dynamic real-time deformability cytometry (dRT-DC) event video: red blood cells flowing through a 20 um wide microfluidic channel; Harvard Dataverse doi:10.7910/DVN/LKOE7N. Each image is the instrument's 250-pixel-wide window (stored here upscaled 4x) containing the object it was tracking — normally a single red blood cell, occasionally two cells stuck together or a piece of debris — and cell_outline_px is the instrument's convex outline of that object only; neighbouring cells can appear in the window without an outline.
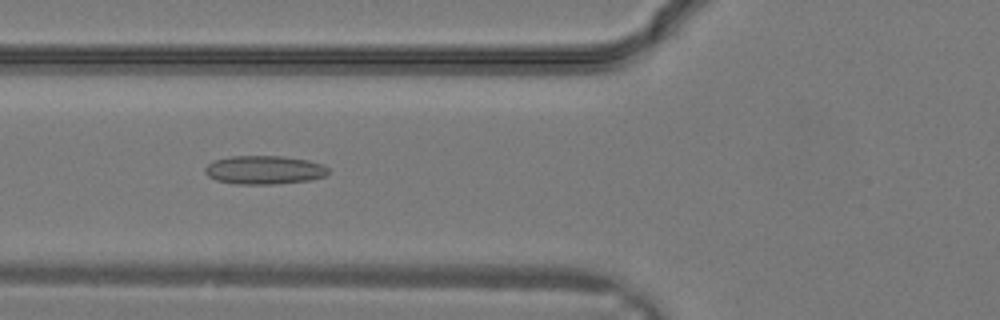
{"species": "common noctule bat (a hibernating species)", "species_latin": "Nyctalus noctula", "temperature_condition": "warm", "stored_images_in_passage": 22, "camera_frame_rate_fps": 3000, "um_per_image_px": 0.085, "animal": {"sex": "male", "body_mass_g": 19.2, "forearm_length_mm": 51.8}, "frame": {"image": 1, "passage_image": 11, "time_ms": 3.333, "image_size_px": [1000, 320], "cell_outline_px": [[328, 172], [324, 176], [312, 180], [272, 184], [236, 184], [216, 180], [208, 176], [204, 172], [204, 168], [212, 160], [232, 156], [284, 156], [308, 160], [324, 164], [328, 168]], "centroid_in_image_um": [22.45, 14.44], "position_along_channel_um": 103.3, "area_um2": 20.69}}
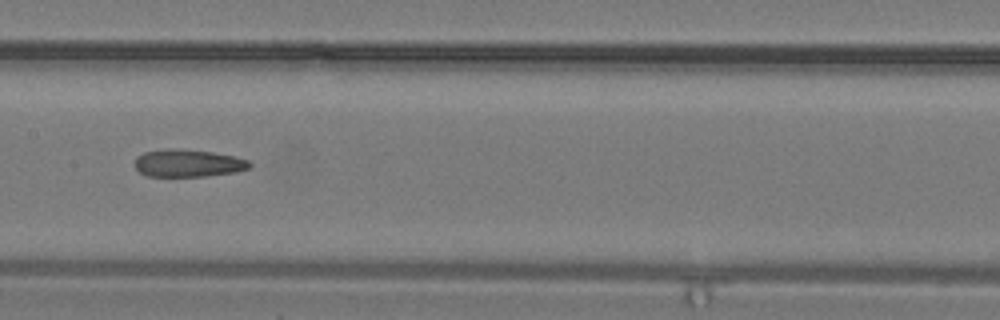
{"frame": {"image": 2, "passage_image": 15, "time_ms": 4.667, "image_size_px": [1000, 320], "cell_outline_px": [[252, 164], [248, 168], [236, 172], [204, 176], [148, 176], [140, 172], [136, 168], [136, 156], [144, 152], [164, 148], [176, 148], [212, 152], [236, 156], [248, 160]], "centroid_in_image_um": [15.99, 13.86], "position_along_channel_um": 191.4, "area_um2": 18.44}}
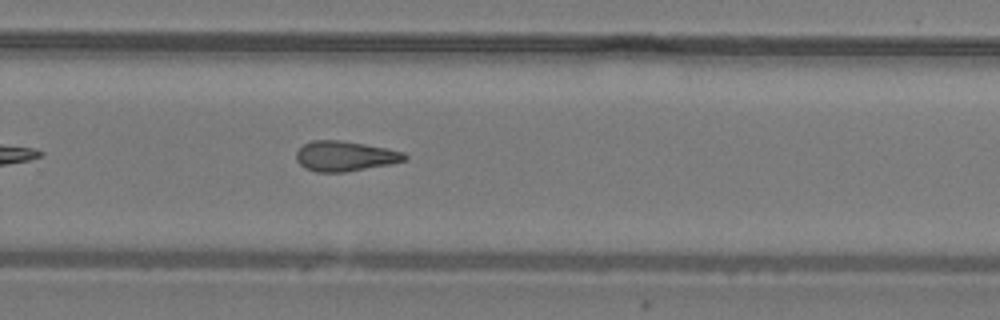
{"frame": {"image": 3, "passage_image": 20, "time_ms": 6.333, "image_size_px": [1000, 320], "cell_outline_px": [[408, 160], [392, 164], [344, 172], [316, 172], [304, 168], [296, 160], [296, 152], [304, 144], [312, 140], [340, 140], [388, 148], [404, 152], [408, 156]], "centroid_in_image_um": [29.35, 13.27], "position_along_channel_um": 300.5, "area_um2": 19.19}}